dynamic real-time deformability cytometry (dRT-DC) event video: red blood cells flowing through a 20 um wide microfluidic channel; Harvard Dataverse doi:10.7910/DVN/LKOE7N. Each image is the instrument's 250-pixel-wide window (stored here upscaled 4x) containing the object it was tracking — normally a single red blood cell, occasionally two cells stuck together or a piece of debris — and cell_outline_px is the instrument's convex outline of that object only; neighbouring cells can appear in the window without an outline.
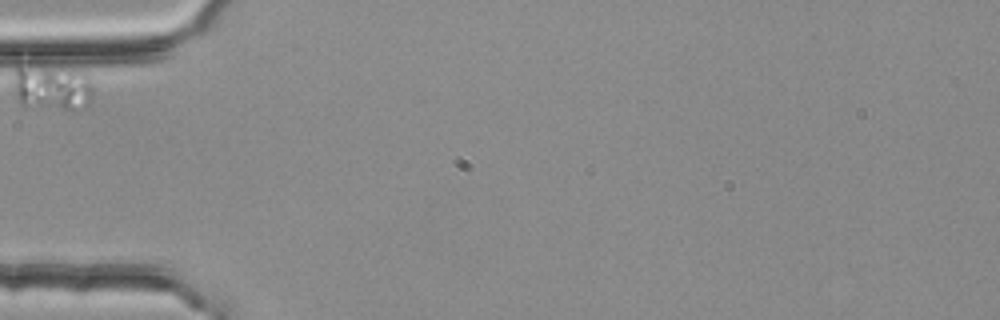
{"species": "common noctule bat (a hibernating species)", "species_latin": "Nyctalus noctula", "temperature_condition": "room temperature", "stored_images_in_passage": 1, "camera_frame_rate_fps": 3000, "um_per_image_px": 0.085, "animal": {"sex": "female", "body_mass_g": 25.1}, "frame": {"image": 1, "passage_image": 1, "time_ms": 0.0, "image_size_px": [1000, 320], "cell_outline_px": [[92, 92], [88, 104], [72, 108], [24, 108], [20, 104], [16, 92], [16, 64], [28, 60], [72, 68], [84, 72], [88, 76], [92, 84]], "centroid_in_image_um": [4.37, 7.31], "position_along_channel_um": 80.6, "area_um2": 22.2}}